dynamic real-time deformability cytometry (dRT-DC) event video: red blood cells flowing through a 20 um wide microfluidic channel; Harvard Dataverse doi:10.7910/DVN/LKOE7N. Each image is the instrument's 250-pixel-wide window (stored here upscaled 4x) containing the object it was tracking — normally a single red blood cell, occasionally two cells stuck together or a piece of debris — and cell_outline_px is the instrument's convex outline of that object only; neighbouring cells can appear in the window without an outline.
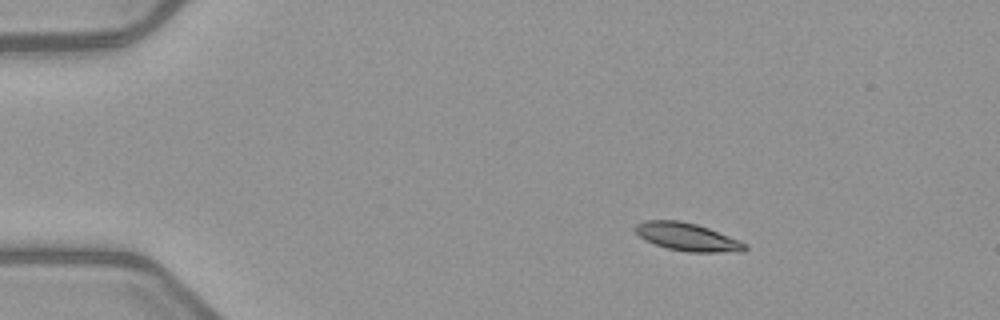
{"species": "common noctule bat (a hibernating species)", "species_latin": "Nyctalus noctula", "temperature_condition": "warm", "stored_images_in_passage": 5, "camera_frame_rate_fps": 3000, "um_per_image_px": 0.085, "animal": {"sex": "female", "body_mass_g": 21.9}, "frame": {"image": 1, "passage_image": 2, "time_ms": 1.333, "image_size_px": [1000, 320], "cell_outline_px": [[748, 248], [744, 252], [688, 252], [668, 248], [644, 240], [632, 228], [636, 224], [644, 220], [680, 220], [696, 224], [708, 228], [740, 240], [748, 244]], "centroid_in_image_um": [58.44, 20.14], "position_along_channel_um": 26.6, "area_um2": 17.98}}
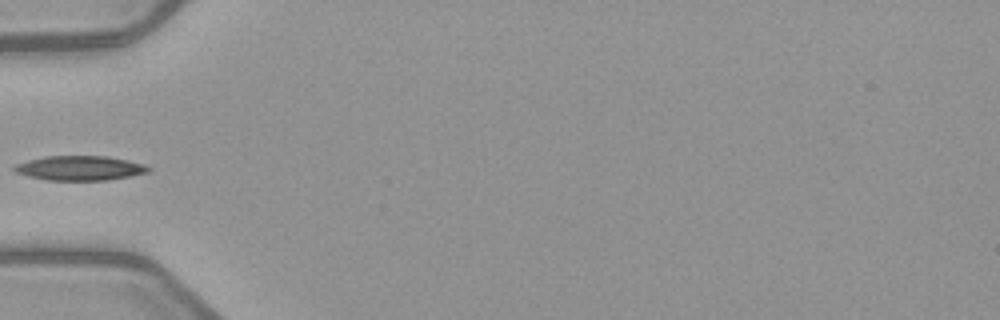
{"frame": {"image": 2, "passage_image": 5, "time_ms": 4.667, "image_size_px": [1000, 320], "cell_outline_px": [[152, 168], [148, 172], [108, 180], [44, 180], [28, 176], [16, 172], [12, 168], [16, 164], [28, 160], [44, 156], [108, 156], [128, 160], [144, 164]], "centroid_in_image_um": [6.78, 14.28], "position_along_channel_um": 78.2, "area_um2": 19.19}}